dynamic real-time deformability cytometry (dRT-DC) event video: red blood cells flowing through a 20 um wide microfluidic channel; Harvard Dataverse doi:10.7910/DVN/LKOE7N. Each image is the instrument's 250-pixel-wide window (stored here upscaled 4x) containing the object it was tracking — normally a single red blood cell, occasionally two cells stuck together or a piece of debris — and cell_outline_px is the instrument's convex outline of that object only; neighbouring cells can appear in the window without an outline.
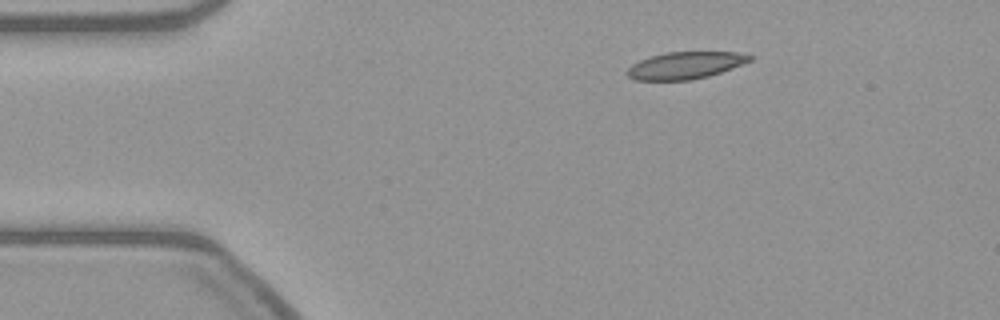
{"species": "common noctule bat (a hibernating species)", "species_latin": "Nyctalus noctula", "temperature_condition": "warm", "stored_images_in_passage": 35, "segment_of_instrument_passage": [1, 2], "camera_frame_rate_fps": 3000, "um_per_image_px": 0.085, "animal": {"sex": "female", "body_mass_g": 21.9}, "frame": {"image": 1, "passage_image": 1, "time_ms": 0.0, "image_size_px": [1000, 320], "cell_outline_px": [[752, 60], [732, 68], [708, 76], [692, 80], [636, 80], [628, 76], [628, 68], [632, 64], [640, 60], [652, 56], [668, 52], [736, 52], [752, 56]], "centroid_in_image_um": [58.25, 5.56], "position_along_channel_um": 26.7, "area_um2": 19.07}}
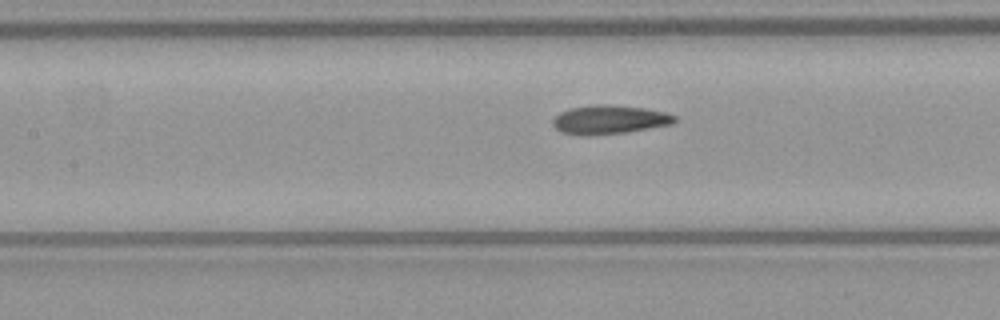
{"frame": {"image": 2, "passage_image": 16, "time_ms": 5.0, "image_size_px": [1000, 320], "cell_outline_px": [[676, 120], [672, 124], [628, 132], [588, 136], [584, 136], [560, 132], [552, 124], [552, 120], [560, 112], [568, 108], [592, 104], [612, 104], [644, 108], [664, 112], [676, 116]], "centroid_in_image_um": [51.76, 10.17], "position_along_channel_um": 155.6, "area_um2": 20.75}}
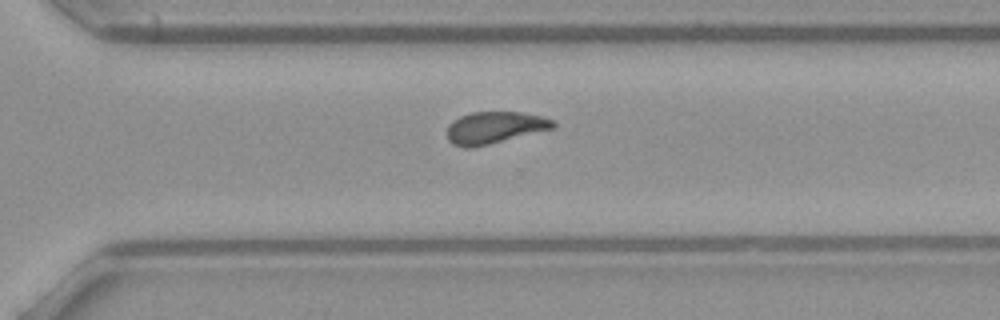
{"frame": {"image": 3, "passage_image": 30, "time_ms": 9.667, "image_size_px": [1000, 320], "cell_outline_px": [[556, 128], [472, 148], [464, 148], [452, 144], [448, 140], [448, 124], [452, 120], [460, 116], [472, 112], [524, 112], [556, 120]], "centroid_in_image_um": [42.06, 10.84], "position_along_channel_um": 328.5, "area_um2": 19.94}}